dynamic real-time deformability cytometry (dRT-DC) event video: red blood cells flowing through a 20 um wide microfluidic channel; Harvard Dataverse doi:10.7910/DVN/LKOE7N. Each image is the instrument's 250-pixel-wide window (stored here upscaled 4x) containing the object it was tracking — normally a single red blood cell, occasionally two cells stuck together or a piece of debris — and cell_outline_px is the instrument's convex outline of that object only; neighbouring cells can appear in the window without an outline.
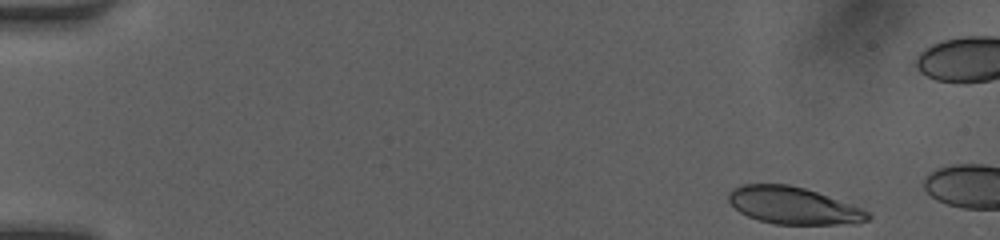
{"species": "human", "species_latin": "Homo sapiens", "temperature_condition": "room temperature", "stored_images_in_passage": 10, "camera_frame_rate_fps": 3000, "um_per_image_px": 0.085, "donor": {"sex": "female"}, "frame": {"image": 1, "passage_image": 1, "time_ms": 0.0, "image_size_px": [1000, 240], "cell_outline_px": [[872, 216], [868, 220], [856, 224], [776, 224], [760, 220], [748, 216], [740, 212], [728, 200], [728, 192], [732, 188], [744, 184], [788, 184], [804, 188], [852, 204], [872, 212]], "centroid_in_image_um": [67.47, 17.47], "position_along_channel_um": 17.5, "area_um2": 30.17}}